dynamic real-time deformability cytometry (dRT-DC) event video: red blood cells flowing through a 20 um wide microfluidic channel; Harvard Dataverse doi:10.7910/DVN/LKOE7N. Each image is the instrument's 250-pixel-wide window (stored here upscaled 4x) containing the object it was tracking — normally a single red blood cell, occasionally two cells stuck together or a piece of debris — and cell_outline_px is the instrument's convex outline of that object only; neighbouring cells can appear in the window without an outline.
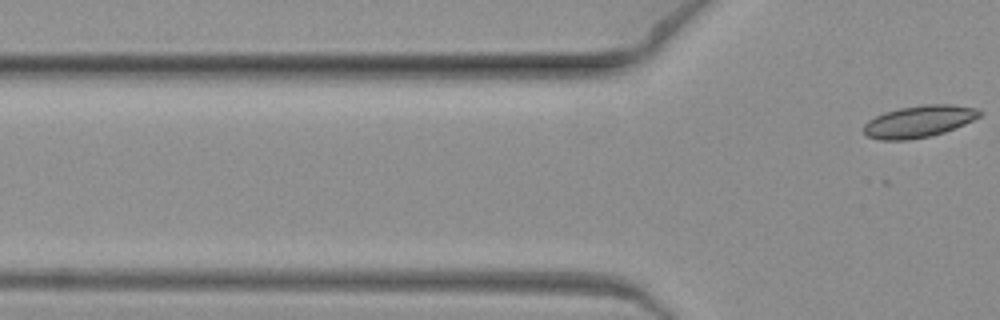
{"species": "common noctule bat (a hibernating species)", "species_latin": "Nyctalus noctula", "temperature_condition": "warm", "stored_images_in_passage": 2, "camera_frame_rate_fps": 3000, "um_per_image_px": 0.085, "animal": {"sex": "female", "body_mass_g": 19.3, "forearm_length_mm": 54.1}, "frame": {"image": 1, "passage_image": 2, "time_ms": 0.333, "image_size_px": [1000, 320], "cell_outline_px": [[984, 112], [980, 116], [964, 124], [944, 132], [932, 136], [908, 140], [880, 140], [868, 136], [864, 132], [864, 124], [868, 120], [884, 112], [900, 108], [924, 104], [948, 104], [976, 108]], "centroid_in_image_um": [78.11, 10.32], "position_along_channel_um": 47.7, "area_um2": 21.5}}